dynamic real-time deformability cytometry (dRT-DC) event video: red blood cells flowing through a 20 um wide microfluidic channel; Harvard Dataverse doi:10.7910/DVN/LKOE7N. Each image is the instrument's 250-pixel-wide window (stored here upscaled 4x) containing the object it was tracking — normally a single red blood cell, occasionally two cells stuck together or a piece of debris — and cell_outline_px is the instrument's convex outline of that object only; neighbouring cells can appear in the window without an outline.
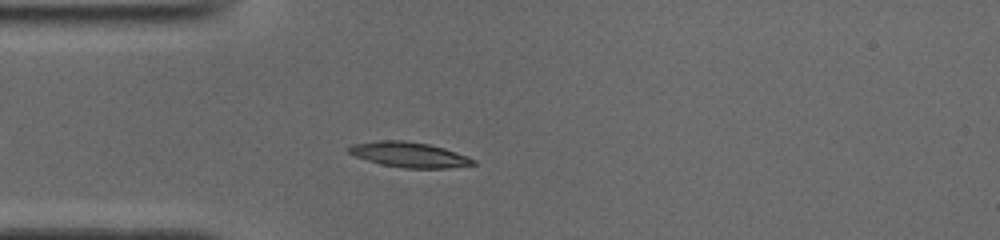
{"species": "common noctule bat (a hibernating species)", "species_latin": "Nyctalus noctula", "temperature_condition": "cold", "stored_images_in_passage": 45, "camera_frame_rate_fps": 3000, "um_per_image_px": 0.085, "animal": {"sex": "male", "body_mass_g": 19.0, "forearm_length_mm": 50.8}, "frame": {"image": 1, "passage_image": 8, "time_ms": 2.333, "image_size_px": [1000, 240], "cell_outline_px": [[476, 164], [448, 168], [404, 168], [384, 164], [368, 160], [356, 156], [348, 152], [348, 148], [352, 144], [380, 140], [404, 140], [428, 144], [444, 148], [468, 156], [476, 160]], "centroid_in_image_um": [34.82, 13.14], "position_along_channel_um": 50.2, "area_um2": 18.09}}
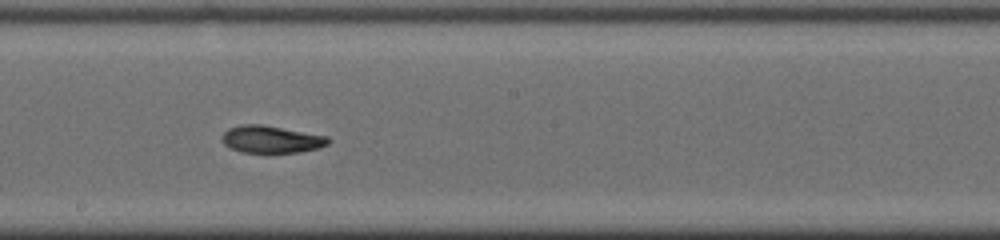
{"frame": {"image": 2, "passage_image": 22, "time_ms": 7.0, "image_size_px": [1000, 240], "cell_outline_px": [[332, 140], [328, 144], [320, 148], [300, 152], [240, 152], [224, 144], [220, 136], [228, 128], [240, 124], [260, 124], [328, 136]], "centroid_in_image_um": [23.06, 11.84], "position_along_channel_um": 225.1, "area_um2": 16.94}}
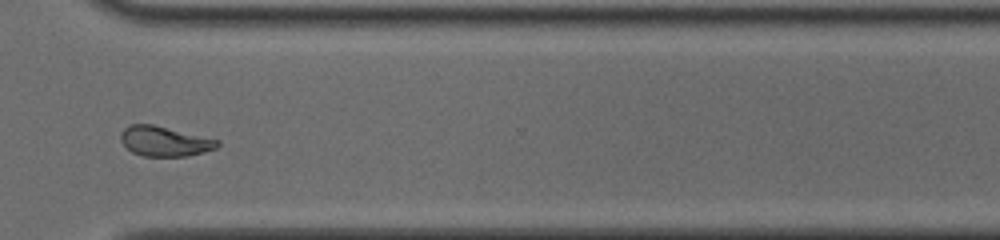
{"frame": {"image": 3, "passage_image": 32, "time_ms": 10.333, "image_size_px": [1000, 240], "cell_outline_px": [[220, 144], [216, 148], [204, 152], [188, 156], [144, 156], [132, 152], [120, 140], [120, 132], [124, 128], [132, 124], [152, 124], [220, 140]], "centroid_in_image_um": [13.99, 12.01], "position_along_channel_um": 356.6, "area_um2": 16.82}, "authors_computed_cell_mechanics": {"area_um2": 17.34, "velocity_mm_per_s": 3.9144, "shape_relaxation_time_tau1_ms": null, "shape_relaxation_time_tau2_ms": 6.1545, "deformation_change_tau1": null, "deformation_change_tau2": 0.0912}}